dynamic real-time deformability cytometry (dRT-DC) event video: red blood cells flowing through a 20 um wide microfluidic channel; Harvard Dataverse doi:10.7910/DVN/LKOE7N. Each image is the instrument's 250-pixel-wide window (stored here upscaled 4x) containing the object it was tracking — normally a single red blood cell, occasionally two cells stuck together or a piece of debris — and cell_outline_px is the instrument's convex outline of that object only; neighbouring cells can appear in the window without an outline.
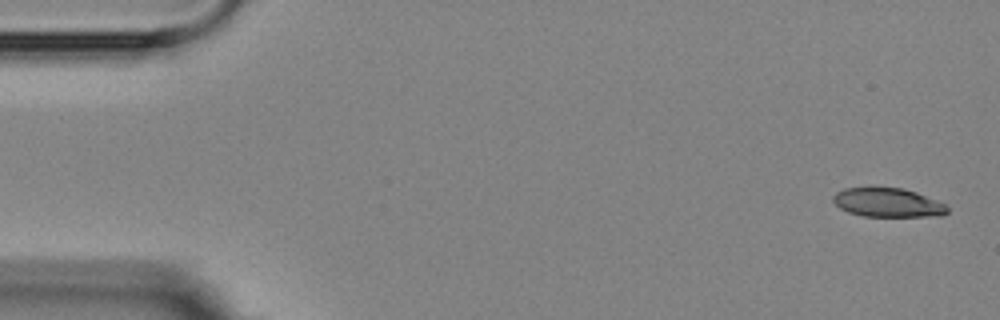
{"species": "Egyptian fruit bat (a non-hibernating species)", "species_latin": "Rousettus aegyptiacus", "temperature_condition": "room temperature", "stored_images_in_passage": 5, "camera_frame_rate_fps": 3000, "um_per_image_px": 0.085, "animal": {"sex": "female"}, "frame": {"image": 1, "passage_image": 1, "time_ms": 0.0, "image_size_px": [1000, 320], "cell_outline_px": [[948, 212], [940, 216], [864, 216], [848, 212], [840, 208], [832, 200], [832, 196], [836, 192], [844, 188], [904, 188], [916, 192], [944, 204], [948, 208]], "centroid_in_image_um": [75.44, 17.22], "position_along_channel_um": 9.6, "area_um2": 19.07}}